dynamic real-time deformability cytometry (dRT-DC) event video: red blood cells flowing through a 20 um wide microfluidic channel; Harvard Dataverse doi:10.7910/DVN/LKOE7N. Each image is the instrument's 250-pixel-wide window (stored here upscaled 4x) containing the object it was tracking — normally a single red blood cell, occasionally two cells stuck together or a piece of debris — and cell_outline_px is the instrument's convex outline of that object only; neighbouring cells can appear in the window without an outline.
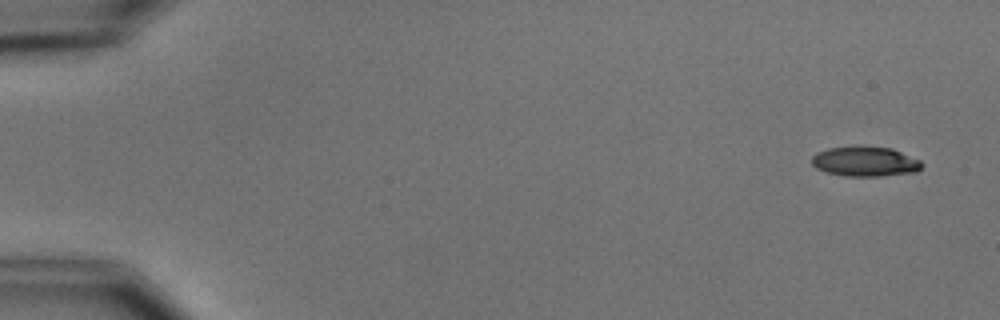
{"species": "common noctule bat (a hibernating species)", "species_latin": "Nyctalus noctula", "temperature_condition": "cold", "stored_images_in_passage": 5, "camera_frame_rate_fps": 3000, "um_per_image_px": 0.085, "animal": {"sex": "male", "body_mass_g": 15.6}, "frame": {"image": 1, "passage_image": 1, "time_ms": 0.0, "image_size_px": [1000, 320], "cell_outline_px": [[924, 164], [916, 172], [880, 176], [844, 176], [828, 172], [816, 168], [812, 164], [812, 156], [816, 152], [828, 148], [892, 148], [920, 160]], "centroid_in_image_um": [73.55, 13.76], "position_along_channel_um": 11.5, "area_um2": 18.67}}
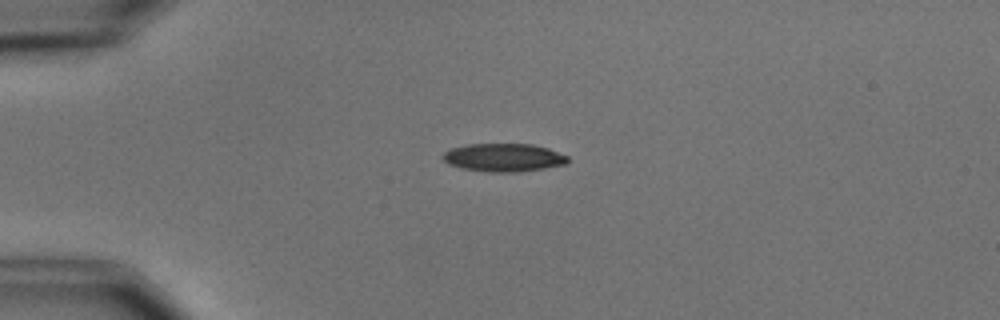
{"frame": {"image": 2, "passage_image": 4, "time_ms": 3.667, "image_size_px": [1000, 320], "cell_outline_px": [[568, 164], [544, 168], [516, 172], [488, 172], [460, 168], [448, 164], [440, 156], [444, 152], [452, 148], [468, 144], [532, 144], [548, 148], [568, 156]], "centroid_in_image_um": [42.8, 13.39], "position_along_channel_um": 42.2, "area_um2": 20.58}}